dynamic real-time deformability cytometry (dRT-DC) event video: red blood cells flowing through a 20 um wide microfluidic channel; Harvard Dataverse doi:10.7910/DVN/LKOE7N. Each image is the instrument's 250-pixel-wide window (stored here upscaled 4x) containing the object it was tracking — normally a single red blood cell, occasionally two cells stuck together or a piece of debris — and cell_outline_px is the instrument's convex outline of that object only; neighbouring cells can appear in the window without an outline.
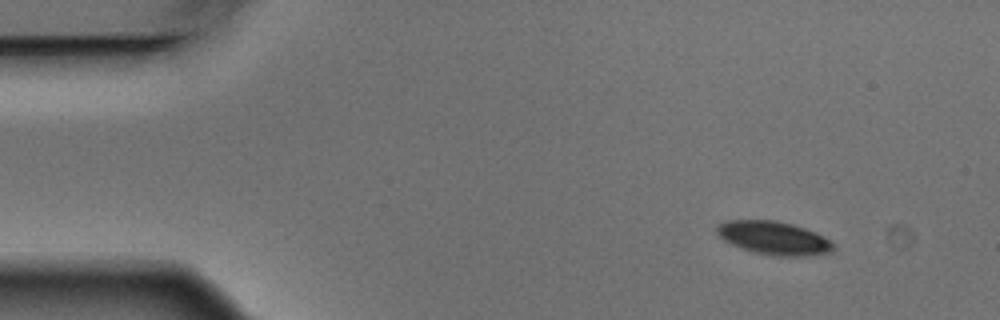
{"species": "Egyptian fruit bat (a non-hibernating species)", "species_latin": "Rousettus aegyptiacus", "temperature_condition": "warm", "stored_images_in_passage": 3, "camera_frame_rate_fps": 3000, "um_per_image_px": 0.085, "animal": {"sex": "male"}, "frame": {"image": 1, "passage_image": 1, "time_ms": 0.0, "image_size_px": [1000, 320], "cell_outline_px": [[836, 248], [828, 252], [808, 256], [776, 256], [756, 252], [740, 248], [724, 240], [716, 232], [716, 228], [720, 224], [728, 220], [776, 220], [792, 224], [816, 232], [832, 240], [836, 244]], "centroid_in_image_um": [65.82, 20.23], "position_along_channel_um": 19.2, "area_um2": 22.66}}
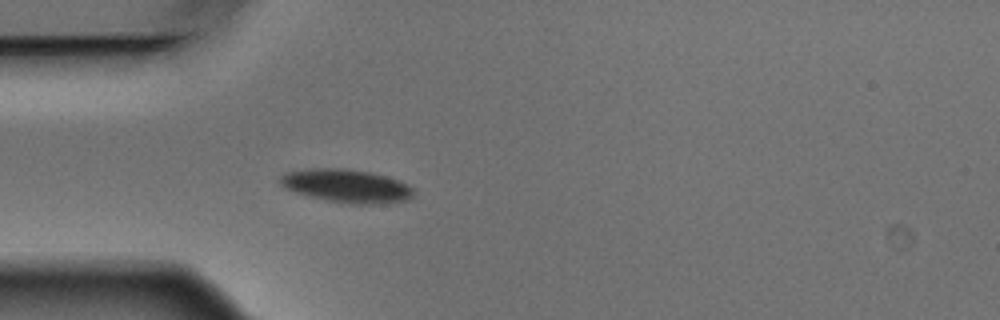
{"frame": {"image": 2, "passage_image": 3, "time_ms": 0.667, "image_size_px": [1000, 320], "cell_outline_px": [[412, 196], [408, 200], [388, 204], [352, 204], [328, 200], [308, 196], [284, 188], [280, 184], [280, 176], [288, 172], [312, 168], [340, 168], [368, 172], [384, 176], [396, 180], [412, 188]], "centroid_in_image_um": [29.43, 15.82], "position_along_channel_um": 55.6, "area_um2": 25.55}}